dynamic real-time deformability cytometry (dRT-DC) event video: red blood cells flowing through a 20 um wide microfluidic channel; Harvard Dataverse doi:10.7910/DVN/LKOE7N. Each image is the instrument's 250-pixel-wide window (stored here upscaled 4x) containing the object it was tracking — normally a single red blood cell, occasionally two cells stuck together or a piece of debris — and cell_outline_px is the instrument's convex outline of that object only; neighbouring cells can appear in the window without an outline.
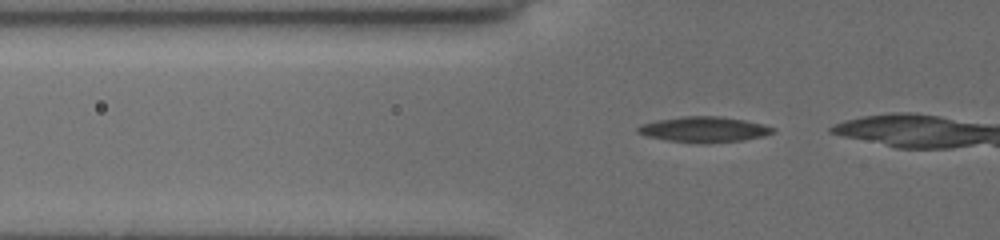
{"species": "common noctule bat (a hibernating species)", "species_latin": "Nyctalus noctula", "temperature_condition": "cold", "stored_images_in_passage": 20, "camera_frame_rate_fps": 3000, "um_per_image_px": 0.085, "animal": {"sex": "female", "body_mass_g": 19.5, "forearm_length_mm": 54.1}, "frame": {"image": 1, "passage_image": 7, "time_ms": 2.0, "image_size_px": [1000, 240], "cell_outline_px": [[776, 128], [772, 132], [764, 136], [744, 140], [668, 140], [648, 136], [636, 132], [636, 128], [640, 124], [656, 120], [684, 116], [720, 116], [744, 120], [764, 124]], "centroid_in_image_um": [59.83, 10.94], "position_along_channel_um": 66.0, "area_um2": 19.07}}
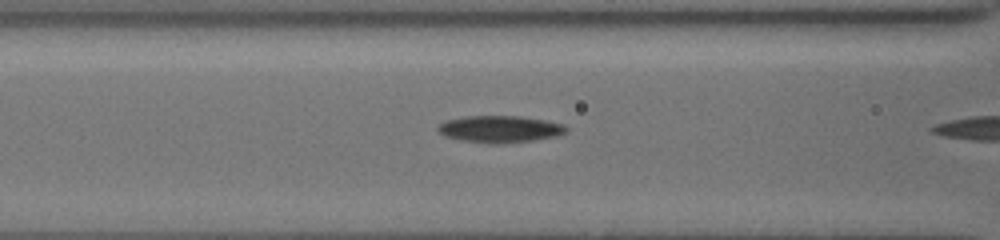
{"frame": {"image": 2, "passage_image": 12, "time_ms": 3.667, "image_size_px": [1000, 240], "cell_outline_px": [[568, 128], [564, 132], [556, 136], [532, 140], [496, 144], [460, 140], [444, 136], [436, 128], [440, 124], [448, 120], [468, 116], [516, 116], [544, 120], [564, 124]], "centroid_in_image_um": [42.48, 10.97], "position_along_channel_um": 124.1, "area_um2": 19.77}}
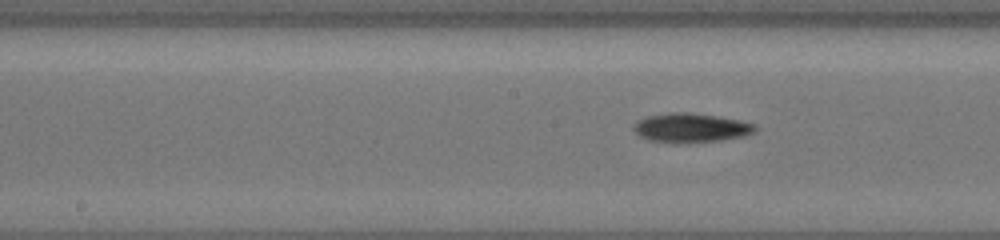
{"frame": {"image": 3, "passage_image": 17, "time_ms": 5.333, "image_size_px": [1000, 240], "cell_outline_px": [[756, 128], [752, 132], [744, 136], [720, 140], [684, 144], [676, 144], [648, 140], [640, 136], [632, 128], [640, 120], [652, 116], [680, 112], [712, 116], [736, 120], [752, 124]], "centroid_in_image_um": [58.69, 10.91], "position_along_channel_um": 189.5, "area_um2": 20.0}}